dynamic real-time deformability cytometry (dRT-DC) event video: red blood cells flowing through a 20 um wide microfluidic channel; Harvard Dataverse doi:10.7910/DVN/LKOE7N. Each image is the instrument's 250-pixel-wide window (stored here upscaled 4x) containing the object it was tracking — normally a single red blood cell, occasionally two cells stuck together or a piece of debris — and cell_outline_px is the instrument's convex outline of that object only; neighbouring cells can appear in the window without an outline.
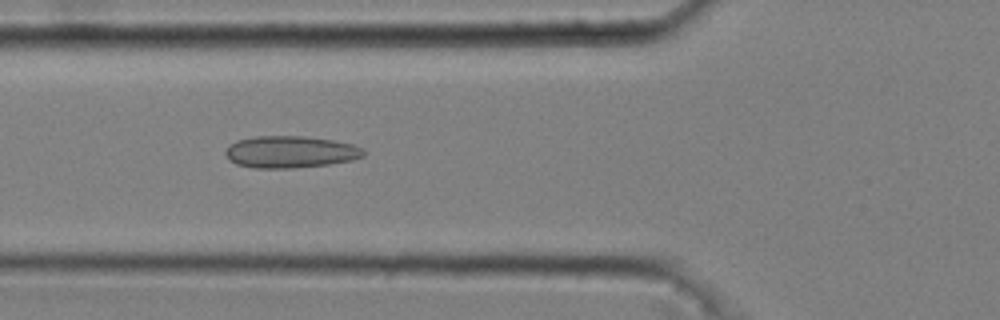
{"species": "common noctule bat (a hibernating species)", "species_latin": "Nyctalus noctula", "temperature_condition": "cold", "stored_images_in_passage": 50, "camera_frame_rate_fps": 3000, "um_per_image_px": 0.085, "animal": {"sex": "male", "body_mass_g": 20.4}, "frame": {"image": 1, "passage_image": 19, "time_ms": 6.0, "image_size_px": [1000, 320], "cell_outline_px": [[364, 156], [352, 160], [328, 164], [292, 168], [256, 168], [236, 164], [228, 160], [224, 152], [228, 144], [236, 140], [256, 136], [304, 136], [332, 140], [352, 144], [364, 148]], "centroid_in_image_um": [24.64, 12.91], "position_along_channel_um": 101.2, "area_um2": 25.84}}
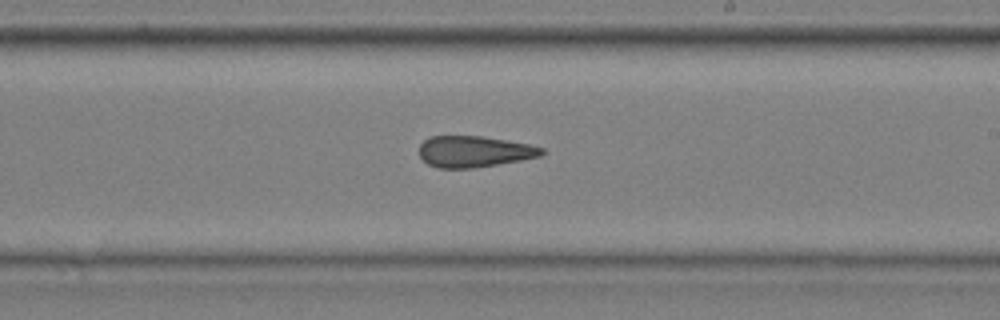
{"frame": {"image": 2, "passage_image": 31, "time_ms": 10.0, "image_size_px": [1000, 320], "cell_outline_px": [[544, 152], [540, 156], [520, 160], [472, 168], [436, 168], [428, 164], [420, 156], [420, 144], [424, 140], [432, 136], [480, 136], [508, 140], [528, 144], [544, 148]], "centroid_in_image_um": [40.29, 12.88], "position_along_channel_um": 248.7, "area_um2": 22.14}}
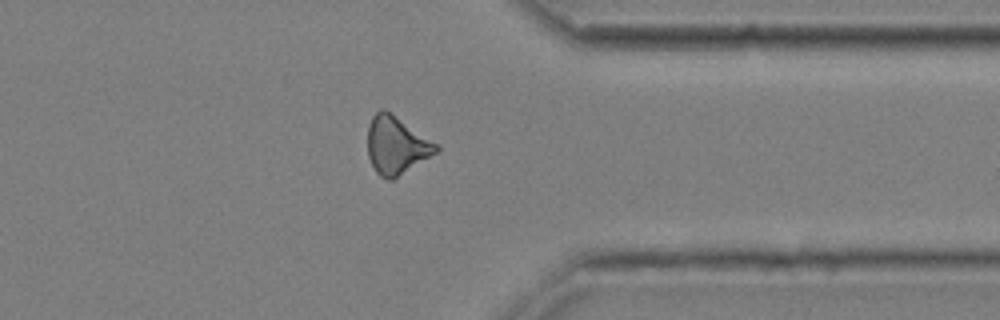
{"frame": {"image": 3, "passage_image": 42, "time_ms": 13.667, "image_size_px": [1000, 320], "cell_outline_px": [[440, 148], [436, 152], [392, 180], [388, 180], [380, 176], [376, 172], [368, 156], [368, 124], [372, 116], [380, 108], [384, 108], [436, 144]], "centroid_in_image_um": [33.63, 12.34], "position_along_channel_um": 377.8, "area_um2": 22.48}, "authors_computed_cell_mechanics": {"area_um2": 23.5535, "velocity_mm_per_s": 3.6875, "shape_relaxation_time_tau1_ms": null, "shape_relaxation_time_tau2_ms": 3.9276, "deformation_change_tau1": null, "deformation_change_tau2": 0.1337}}